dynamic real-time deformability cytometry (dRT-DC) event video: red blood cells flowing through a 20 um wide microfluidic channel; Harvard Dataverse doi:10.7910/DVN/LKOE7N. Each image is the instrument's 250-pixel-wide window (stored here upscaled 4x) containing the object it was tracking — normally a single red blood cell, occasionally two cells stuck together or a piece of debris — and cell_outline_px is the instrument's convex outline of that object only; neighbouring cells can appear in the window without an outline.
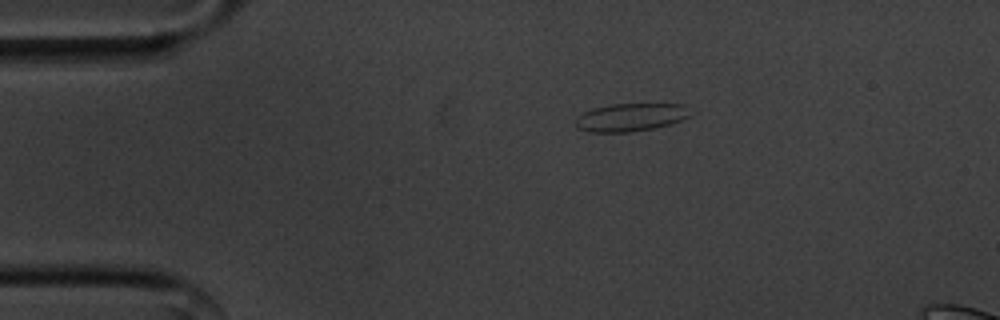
{"species": "common noctule bat (a hibernating species)", "species_latin": "Nyctalus noctula", "temperature_condition": "cold", "stored_images_in_passage": 46, "camera_frame_rate_fps": 3000, "um_per_image_px": 0.085, "animal": {"sex": "male", "body_mass_g": 20.1, "forearm_length_mm": 53.5}, "frame": {"image": 1, "passage_image": 1, "time_ms": 0.0, "image_size_px": [1000, 320], "cell_outline_px": [[692, 116], [672, 124], [652, 128], [628, 132], [588, 132], [576, 128], [576, 116], [592, 108], [612, 104], [684, 104]], "centroid_in_image_um": [53.59, 9.97], "position_along_channel_um": 31.4, "area_um2": 18.79}}
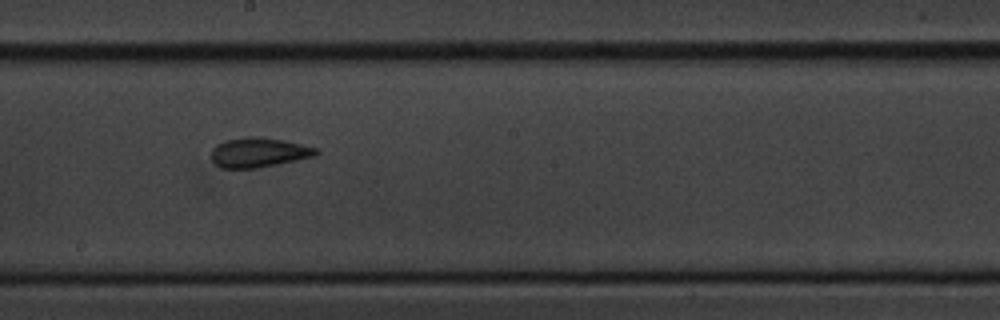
{"frame": {"image": 2, "passage_image": 21, "time_ms": 6.667, "image_size_px": [1000, 320], "cell_outline_px": [[320, 152], [316, 156], [256, 168], [220, 168], [212, 160], [212, 148], [216, 144], [224, 140], [244, 136], [256, 136], [284, 140], [316, 148]], "centroid_in_image_um": [21.96, 12.94], "position_along_channel_um": 226.2, "area_um2": 18.15}}
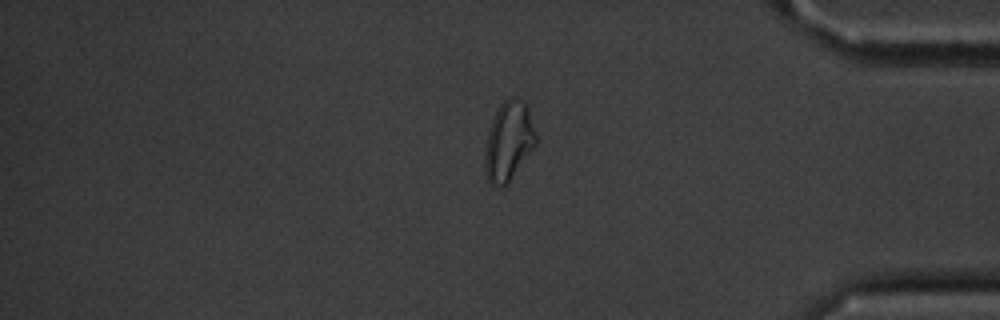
{"frame": {"image": 3, "passage_image": 37, "time_ms": 12.0, "image_size_px": [1000, 320], "cell_outline_px": [[536, 144], [508, 184], [488, 184], [484, 168], [484, 152], [488, 132], [492, 120], [500, 104], [508, 96], [512, 96], [524, 100], [528, 104], [536, 132]], "centroid_in_image_um": [43.24, 11.96], "position_along_channel_um": 392.0, "area_um2": 23.81}, "authors_computed_cell_mechanics": {"area_um2": 18.2648, "velocity_mm_per_s": 3.5706, "shape_relaxation_time_tau1_ms": 5.1981, "shape_relaxation_time_tau2_ms": 1.8175, "deformation_change_tau1": 0.1138, "deformation_change_tau2": 0.0665}}